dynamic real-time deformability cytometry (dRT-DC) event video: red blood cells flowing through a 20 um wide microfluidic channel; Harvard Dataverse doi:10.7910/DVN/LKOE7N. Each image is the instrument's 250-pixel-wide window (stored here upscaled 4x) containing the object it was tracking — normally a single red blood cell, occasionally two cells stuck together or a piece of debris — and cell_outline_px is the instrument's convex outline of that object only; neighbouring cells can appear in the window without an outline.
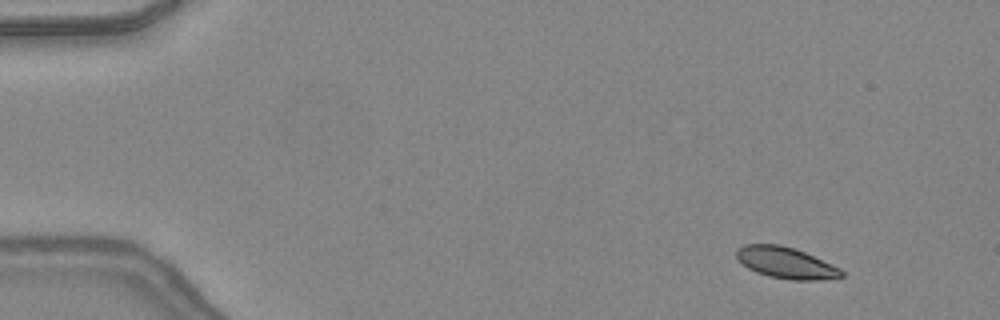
{"species": "common noctule bat (a hibernating species)", "species_latin": "Nyctalus noctula", "temperature_condition": "warm", "stored_images_in_passage": 48, "camera_frame_rate_fps": 3000, "um_per_image_px": 0.085, "animal": {"sex": "female", "body_mass_g": 24.6, "forearm_length_mm": 56.2}, "frame": {"image": 1, "passage_image": 5, "time_ms": 1.333, "image_size_px": [1000, 320], "cell_outline_px": [[844, 276], [820, 280], [792, 280], [768, 276], [756, 272], [748, 268], [736, 256], [736, 248], [744, 244], [780, 244], [804, 252], [840, 268], [844, 272]], "centroid_in_image_um": [66.79, 22.34], "position_along_channel_um": 18.2, "area_um2": 19.02}}
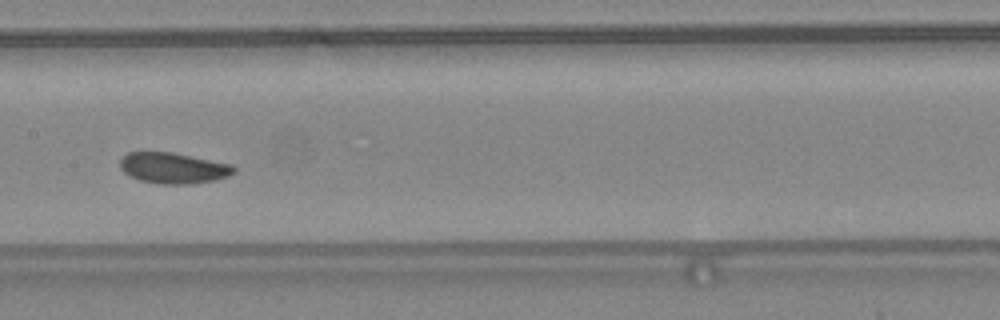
{"frame": {"image": 2, "passage_image": 25, "time_ms": 8.0, "image_size_px": [1000, 320], "cell_outline_px": [[236, 172], [228, 176], [216, 180], [188, 184], [160, 184], [140, 180], [124, 172], [120, 168], [120, 160], [128, 152], [172, 152], [232, 164], [236, 168]], "centroid_in_image_um": [14.76, 14.28], "position_along_channel_um": 192.6, "area_um2": 20.46}}
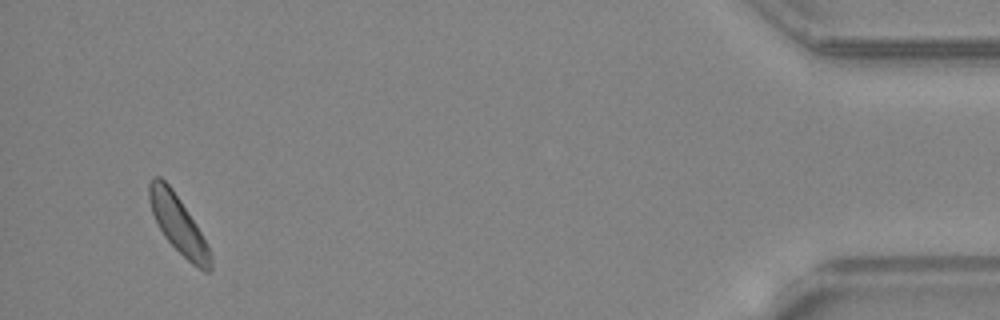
{"frame": {"image": 3, "passage_image": 46, "time_ms": 15.0, "image_size_px": [1000, 320], "cell_outline_px": [[212, 268], [208, 272], [204, 272], [192, 264], [164, 236], [152, 212], [148, 200], [148, 184], [156, 176], [160, 176], [172, 188], [196, 224], [208, 244], [212, 256]], "centroid_in_image_um": [15.17, 19.08], "position_along_channel_um": 420.0, "area_um2": 20.35}, "authors_computed_cell_mechanics": {"area_um2": 20.3456, "velocity_mm_per_s": 4.3383, "shape_relaxation_time_tau1_ms": 1.8351, "shape_relaxation_time_tau2_ms": null, "deformation_change_tau1": 0.0755, "deformation_change_tau2": null}}